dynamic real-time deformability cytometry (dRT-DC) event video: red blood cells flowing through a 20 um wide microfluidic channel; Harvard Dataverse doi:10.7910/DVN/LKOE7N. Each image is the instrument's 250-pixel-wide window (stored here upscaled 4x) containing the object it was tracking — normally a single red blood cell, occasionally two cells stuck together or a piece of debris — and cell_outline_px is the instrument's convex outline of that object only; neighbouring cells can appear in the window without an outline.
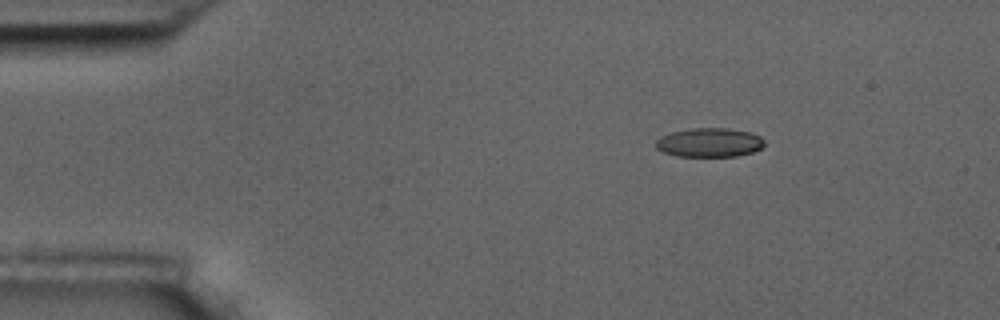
{"species": "common noctule bat (a hibernating species)", "species_latin": "Nyctalus noctula", "temperature_condition": "room temperature", "stored_images_in_passage": 4, "camera_frame_rate_fps": 3000, "um_per_image_px": 0.085, "animal": {"sex": "male", "body_mass_g": 17.5, "forearm_length_mm": 52.3}, "frame": {"image": 1, "passage_image": 1, "time_ms": 0.0, "image_size_px": [1000, 320], "cell_outline_px": [[764, 144], [760, 148], [752, 152], [736, 156], [676, 156], [664, 152], [656, 148], [656, 140], [660, 136], [672, 132], [692, 128], [724, 128], [748, 132], [760, 136], [764, 140]], "centroid_in_image_um": [60.27, 12.11], "position_along_channel_um": 24.7, "area_um2": 18.21}}
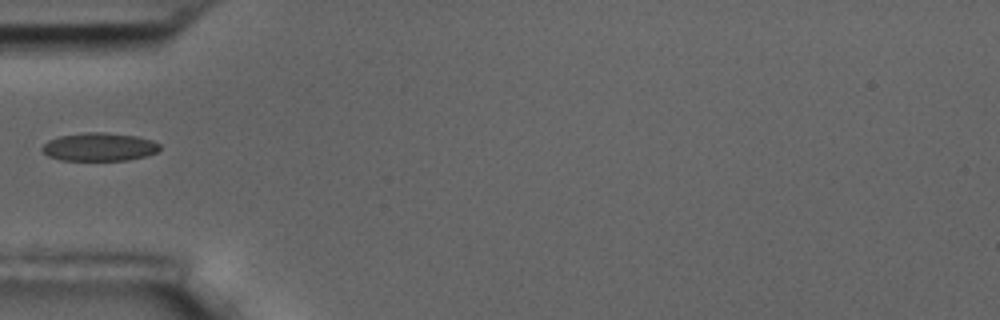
{"frame": {"image": 2, "passage_image": 4, "time_ms": 3.333, "image_size_px": [1000, 320], "cell_outline_px": [[160, 148], [156, 152], [144, 156], [128, 160], [60, 160], [48, 156], [40, 148], [48, 140], [60, 136], [84, 132], [104, 132], [136, 136], [152, 140], [160, 144]], "centroid_in_image_um": [8.42, 12.48], "position_along_channel_um": 76.6, "area_um2": 19.31}}